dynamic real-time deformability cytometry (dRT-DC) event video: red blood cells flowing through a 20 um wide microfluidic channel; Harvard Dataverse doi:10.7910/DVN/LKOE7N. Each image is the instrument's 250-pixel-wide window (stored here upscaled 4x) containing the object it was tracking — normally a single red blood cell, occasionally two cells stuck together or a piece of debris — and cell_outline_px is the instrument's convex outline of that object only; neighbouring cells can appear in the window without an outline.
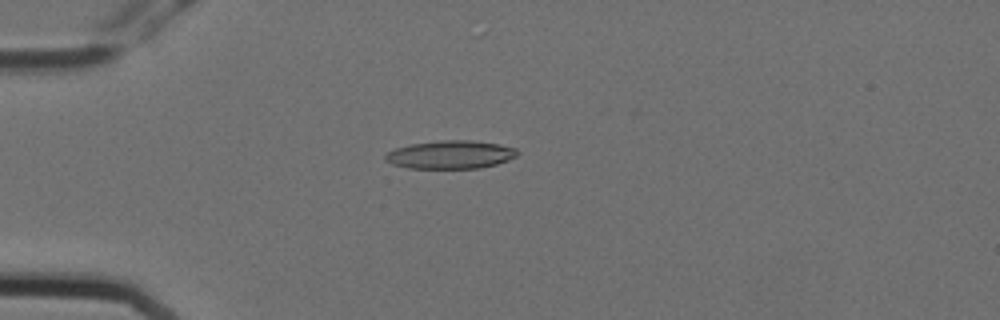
{"species": "Egyptian fruit bat (a non-hibernating species)", "species_latin": "Rousettus aegyptiacus", "temperature_condition": "cold", "stored_images_in_passage": 8, "camera_frame_rate_fps": 3000, "um_per_image_px": 0.085, "animal": {"sex": "female"}, "frame": {"image": 1, "passage_image": 2, "time_ms": 0.333, "image_size_px": [1000, 320], "cell_outline_px": [[520, 152], [516, 156], [508, 160], [496, 164], [480, 168], [408, 168], [392, 164], [384, 160], [384, 156], [388, 152], [396, 148], [412, 144], [440, 140], [472, 140], [500, 144], [516, 148]], "centroid_in_image_um": [38.31, 13.14], "position_along_channel_um": 46.7, "area_um2": 21.73}}
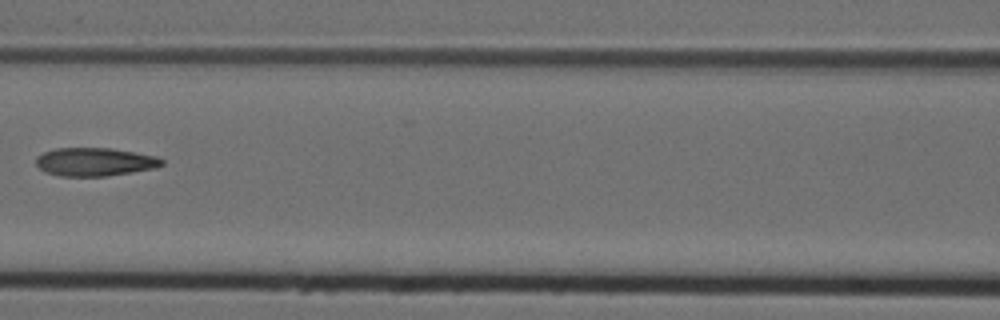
{"frame": {"image": 2, "passage_image": 5, "time_ms": 1.333, "image_size_px": [1000, 320], "cell_outline_px": [[164, 164], [156, 168], [104, 176], [60, 176], [44, 172], [36, 164], [36, 156], [44, 152], [56, 148], [112, 148], [156, 156], [164, 160]], "centroid_in_image_um": [8.05, 13.75], "position_along_channel_um": 158.6, "area_um2": 20.75}}
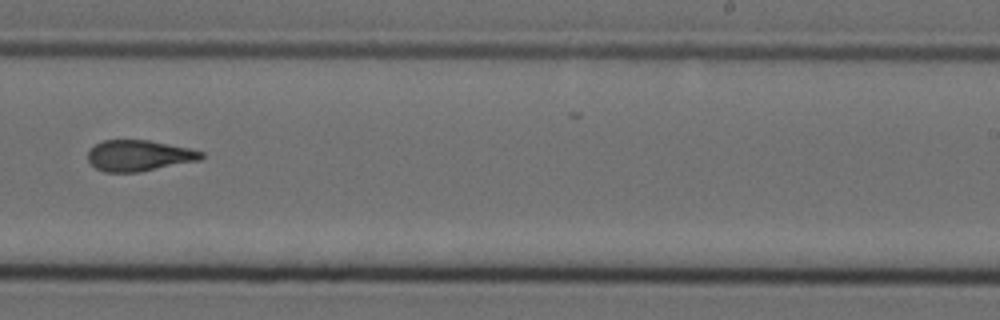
{"frame": {"image": 3, "passage_image": 8, "time_ms": 2.333, "image_size_px": [1000, 320], "cell_outline_px": [[204, 156], [200, 160], [140, 172], [104, 172], [96, 168], [88, 160], [88, 148], [104, 140], [148, 140], [188, 148], [204, 152]], "centroid_in_image_um": [11.8, 13.23], "position_along_channel_um": 277.2, "area_um2": 20.46}}